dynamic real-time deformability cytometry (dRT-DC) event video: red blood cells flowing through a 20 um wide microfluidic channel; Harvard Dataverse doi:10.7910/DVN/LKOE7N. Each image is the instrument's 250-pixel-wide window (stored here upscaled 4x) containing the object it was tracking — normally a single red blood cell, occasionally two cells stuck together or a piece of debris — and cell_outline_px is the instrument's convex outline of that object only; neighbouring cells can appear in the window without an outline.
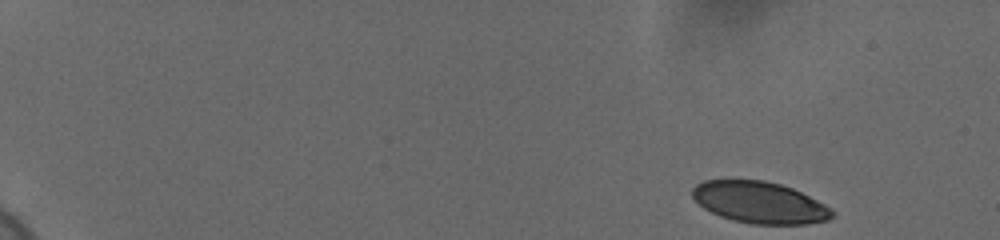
{"species": "human", "species_latin": "Homo sapiens", "temperature_condition": "cold", "stored_images_in_passage": 53, "camera_frame_rate_fps": 3000, "um_per_image_px": 0.085, "donor": {"sex": "female"}, "frame": {"image": 1, "passage_image": 1, "time_ms": 0.0, "image_size_px": [1000, 240], "cell_outline_px": [[836, 212], [828, 220], [808, 224], [752, 224], [732, 220], [720, 216], [704, 208], [692, 196], [692, 188], [696, 184], [704, 180], [764, 180], [780, 184], [792, 188], [824, 204]], "centroid_in_image_um": [64.57, 17.21], "position_along_channel_um": 20.4, "area_um2": 33.76}}
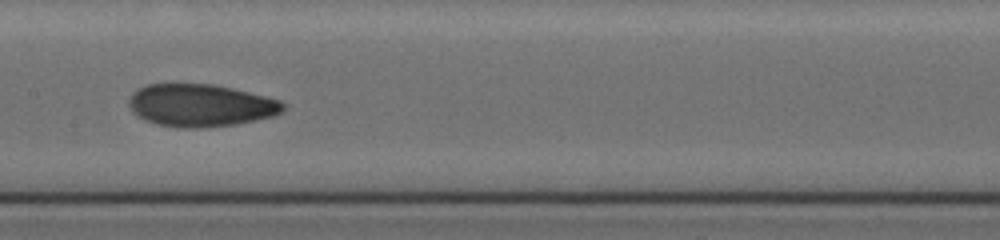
{"frame": {"image": 2, "passage_image": 28, "time_ms": 9.0, "image_size_px": [1000, 240], "cell_outline_px": [[284, 112], [276, 116], [236, 124], [200, 128], [176, 128], [156, 124], [144, 120], [132, 112], [128, 104], [128, 100], [132, 92], [136, 88], [148, 84], [212, 84], [232, 88], [280, 100], [284, 104]], "centroid_in_image_um": [17.02, 8.96], "position_along_channel_um": 190.4, "area_um2": 38.55}}
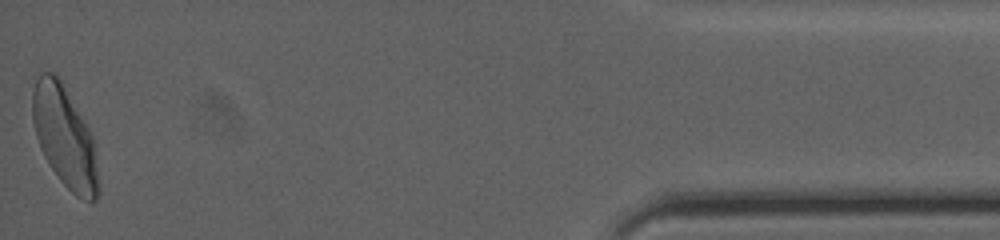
{"frame": {"image": 3, "passage_image": 53, "time_ms": 17.333, "image_size_px": [1000, 240], "cell_outline_px": [[100, 192], [96, 200], [84, 200], [76, 196], [60, 180], [44, 156], [40, 148], [36, 136], [32, 120], [32, 92], [36, 80], [40, 72], [56, 72], [84, 120], [92, 136], [100, 184]], "centroid_in_image_um": [5.49, 11.64], "position_along_channel_um": 429.7, "area_um2": 38.73}, "authors_computed_cell_mechanics": {"area_um2": 37.1654, "velocity_mm_per_s": 3.675, "shape_relaxation_time_tau1_ms": 6.1935, "shape_relaxation_time_tau2_ms": 1.7996, "deformation_change_tau1": 0.1936, "deformation_change_tau2": 0.0696}}